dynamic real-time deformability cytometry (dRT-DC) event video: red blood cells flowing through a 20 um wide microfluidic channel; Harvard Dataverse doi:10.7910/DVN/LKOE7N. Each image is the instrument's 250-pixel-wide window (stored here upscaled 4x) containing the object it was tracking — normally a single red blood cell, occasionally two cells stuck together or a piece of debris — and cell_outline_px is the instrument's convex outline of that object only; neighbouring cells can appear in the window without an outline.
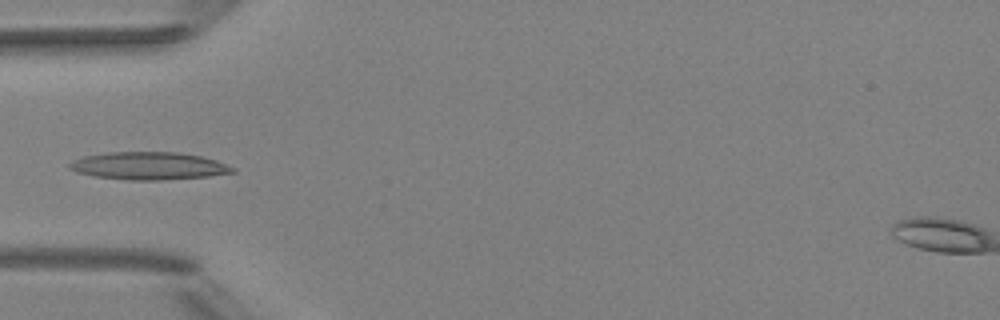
{"species": "Egyptian fruit bat (a non-hibernating species)", "species_latin": "Rousettus aegyptiacus", "temperature_condition": "room temperature", "stored_images_in_passage": 6, "camera_frame_rate_fps": 3000, "um_per_image_px": 0.085, "animal": {"sex": "female"}, "frame": {"image": 1, "passage_image": 5, "time_ms": 4.667, "image_size_px": [1000, 320], "cell_outline_px": [[236, 172], [208, 176], [160, 180], [128, 180], [96, 176], [76, 172], [68, 168], [68, 164], [72, 160], [84, 156], [108, 152], [180, 152], [200, 156], [216, 160], [236, 168]], "centroid_in_image_um": [12.64, 14.09], "position_along_channel_um": 72.4, "area_um2": 26.3}}
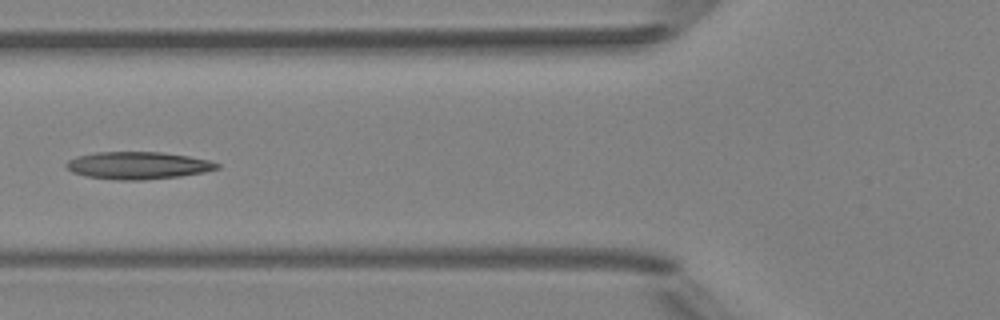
{"frame": {"image": 2, "passage_image": 6, "time_ms": 5.667, "image_size_px": [1000, 320], "cell_outline_px": [[220, 168], [204, 172], [180, 176], [144, 180], [116, 180], [88, 176], [72, 172], [64, 164], [68, 160], [76, 156], [96, 152], [160, 152], [188, 156], [208, 160], [220, 164]], "centroid_in_image_um": [11.72, 14.06], "position_along_channel_um": 114.1, "area_um2": 23.99}}